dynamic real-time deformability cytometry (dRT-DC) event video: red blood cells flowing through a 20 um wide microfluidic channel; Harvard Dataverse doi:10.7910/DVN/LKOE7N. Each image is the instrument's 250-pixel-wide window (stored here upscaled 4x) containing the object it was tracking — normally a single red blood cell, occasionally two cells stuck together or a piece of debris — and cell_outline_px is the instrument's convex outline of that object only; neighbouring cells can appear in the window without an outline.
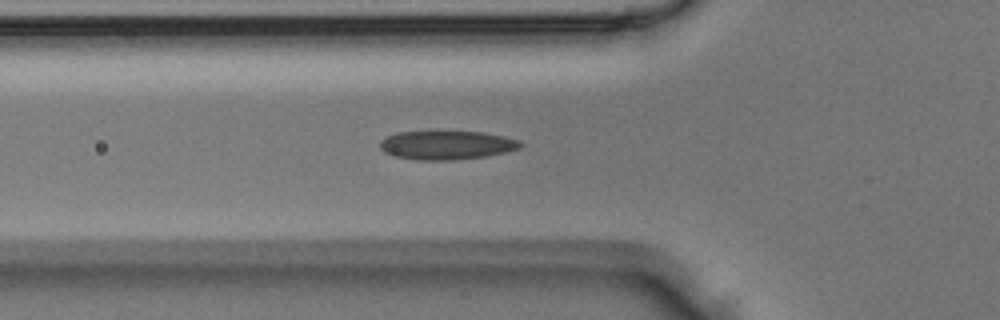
{"species": "Egyptian fruit bat (a non-hibernating species)", "species_latin": "Rousettus aegyptiacus", "temperature_condition": "room temperature", "stored_images_in_passage": 38, "camera_frame_rate_fps": 3000, "um_per_image_px": 0.085, "animal": {"sex": "male"}, "frame": {"image": 1, "passage_image": 5, "time_ms": 1.333, "image_size_px": [1000, 320], "cell_outline_px": [[524, 144], [520, 148], [504, 152], [484, 156], [452, 160], [420, 160], [396, 156], [384, 152], [380, 148], [380, 140], [384, 136], [396, 132], [484, 132], [504, 136], [520, 140]], "centroid_in_image_um": [37.95, 12.33], "position_along_channel_um": 87.8, "area_um2": 23.47}}
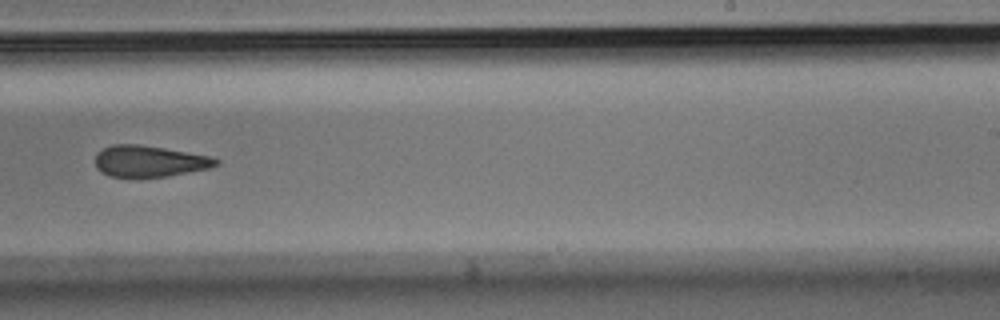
{"frame": {"image": 2, "passage_image": 19, "time_ms": 6.0, "image_size_px": [1000, 320], "cell_outline_px": [[220, 164], [212, 168], [168, 176], [108, 176], [96, 168], [96, 152], [112, 144], [140, 144], [212, 156], [220, 160]], "centroid_in_image_um": [12.74, 13.69], "position_along_channel_um": 276.3, "area_um2": 22.08}}
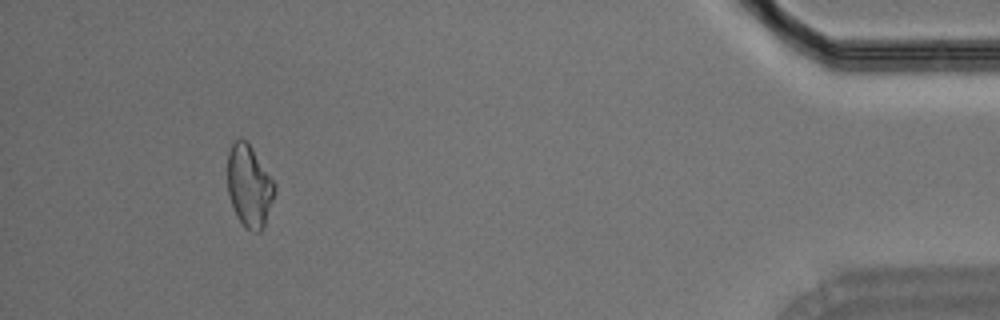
{"frame": {"image": 3, "passage_image": 34, "time_ms": 11.0, "image_size_px": [1000, 320], "cell_outline_px": [[276, 188], [264, 228], [260, 232], [252, 232], [244, 228], [236, 216], [228, 192], [228, 152], [232, 144], [236, 140], [244, 140], [252, 148], [276, 184]], "centroid_in_image_um": [21.19, 15.87], "position_along_channel_um": 414.0, "area_um2": 22.43}}